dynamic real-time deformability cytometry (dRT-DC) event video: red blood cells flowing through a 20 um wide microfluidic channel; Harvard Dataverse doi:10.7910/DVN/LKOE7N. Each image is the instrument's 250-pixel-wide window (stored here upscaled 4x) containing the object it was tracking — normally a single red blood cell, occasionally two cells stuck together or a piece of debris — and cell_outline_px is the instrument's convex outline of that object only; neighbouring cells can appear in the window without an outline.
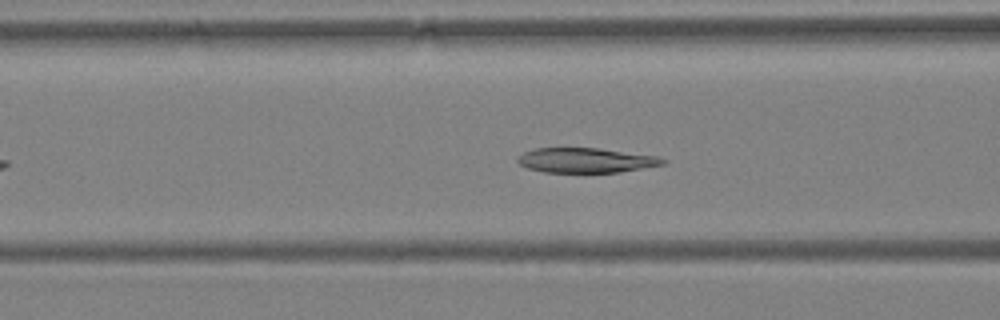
{"species": "Egyptian fruit bat (a non-hibernating species)", "species_latin": "Rousettus aegyptiacus", "temperature_condition": "warm", "stored_images_in_passage": 28, "camera_frame_rate_fps": 3000, "um_per_image_px": 0.085, "animal": {"sex": "female"}, "frame": {"image": 1, "passage_image": 10, "time_ms": 3.0, "image_size_px": [1000, 320], "cell_outline_px": [[668, 160], [664, 164], [620, 172], [544, 172], [528, 168], [520, 164], [516, 160], [516, 156], [532, 148], [600, 148], [660, 156]], "centroid_in_image_um": [49.81, 13.61], "position_along_channel_um": 116.8, "area_um2": 21.15}}
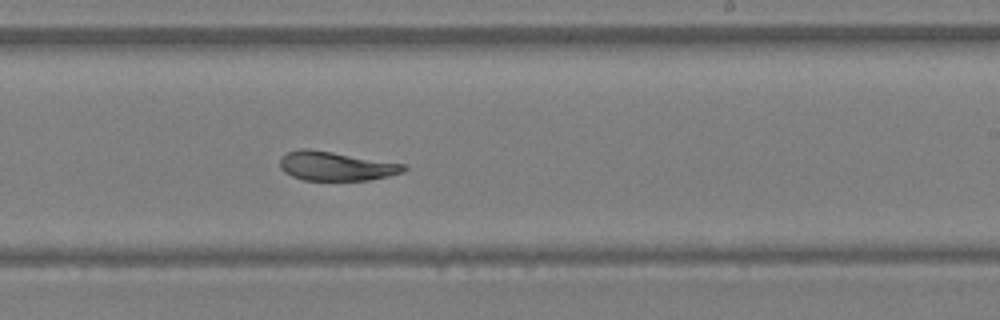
{"frame": {"image": 2, "passage_image": 19, "time_ms": 6.0, "image_size_px": [1000, 320], "cell_outline_px": [[408, 168], [404, 172], [388, 176], [368, 180], [304, 180], [292, 176], [284, 172], [280, 168], [280, 160], [288, 152], [300, 148], [304, 148], [332, 152], [408, 164]], "centroid_in_image_um": [28.6, 14.12], "position_along_channel_um": 260.4, "area_um2": 20.98}}
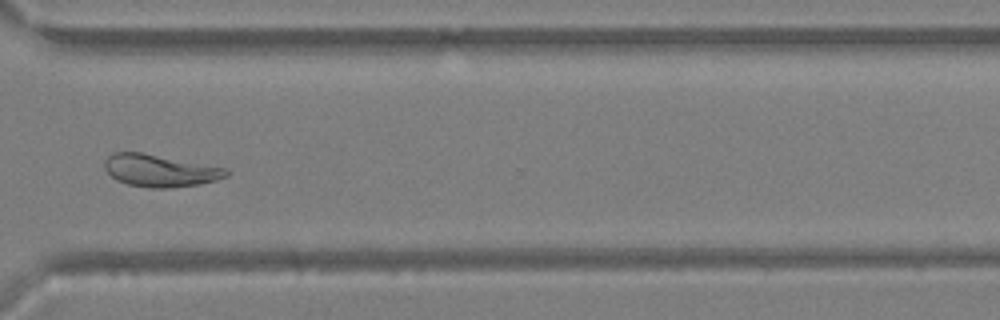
{"frame": {"image": 3, "passage_image": 25, "time_ms": 8.0, "image_size_px": [1000, 320], "cell_outline_px": [[228, 176], [216, 180], [196, 184], [168, 188], [148, 188], [128, 184], [116, 180], [104, 168], [104, 160], [112, 152], [140, 152], [228, 168]], "centroid_in_image_um": [13.57, 14.49], "position_along_channel_um": 357.0, "area_um2": 22.77}, "authors_computed_cell_mechanics": {"area_um2": 21.9929, "velocity_mm_per_s": 4.7975, "shape_relaxation_time_tau1_ms": 5.3575, "shape_relaxation_time_tau2_ms": 3.117, "deformation_change_tau1": 0.1754, "deformation_change_tau2": 0.0724}}